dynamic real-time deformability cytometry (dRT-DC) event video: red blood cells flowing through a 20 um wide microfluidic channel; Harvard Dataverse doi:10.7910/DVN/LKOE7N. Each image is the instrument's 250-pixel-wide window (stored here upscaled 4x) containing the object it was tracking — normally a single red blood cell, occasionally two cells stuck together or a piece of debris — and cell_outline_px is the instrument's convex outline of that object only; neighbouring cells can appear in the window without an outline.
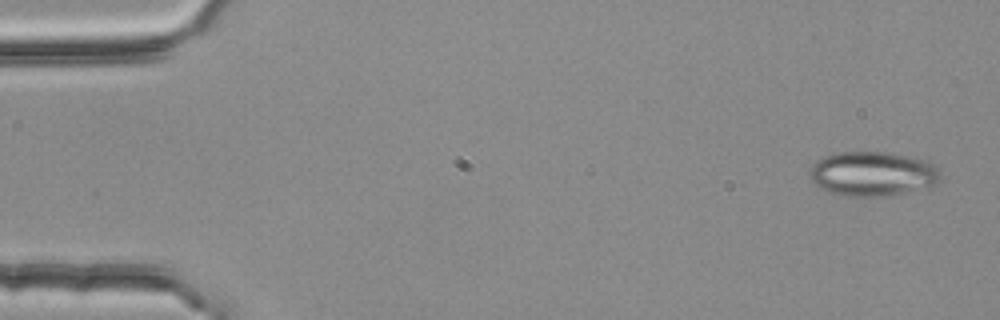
{"species": "common noctule bat (a hibernating species)", "species_latin": "Nyctalus noctula", "temperature_condition": "room temperature", "stored_images_in_passage": 4, "camera_frame_rate_fps": 3000, "um_per_image_px": 0.085, "animal": {"sex": "female", "body_mass_g": 25.1}, "frame": {"image": 1, "passage_image": 1, "time_ms": 0.0, "image_size_px": [1000, 320], "cell_outline_px": [[940, 180], [936, 184], [904, 192], [880, 196], [840, 196], [820, 188], [812, 180], [812, 168], [816, 160], [832, 152], [888, 152], [916, 156], [928, 160], [940, 172]], "centroid_in_image_um": [74.19, 14.75], "position_along_channel_um": 10.8, "area_um2": 33.87}}